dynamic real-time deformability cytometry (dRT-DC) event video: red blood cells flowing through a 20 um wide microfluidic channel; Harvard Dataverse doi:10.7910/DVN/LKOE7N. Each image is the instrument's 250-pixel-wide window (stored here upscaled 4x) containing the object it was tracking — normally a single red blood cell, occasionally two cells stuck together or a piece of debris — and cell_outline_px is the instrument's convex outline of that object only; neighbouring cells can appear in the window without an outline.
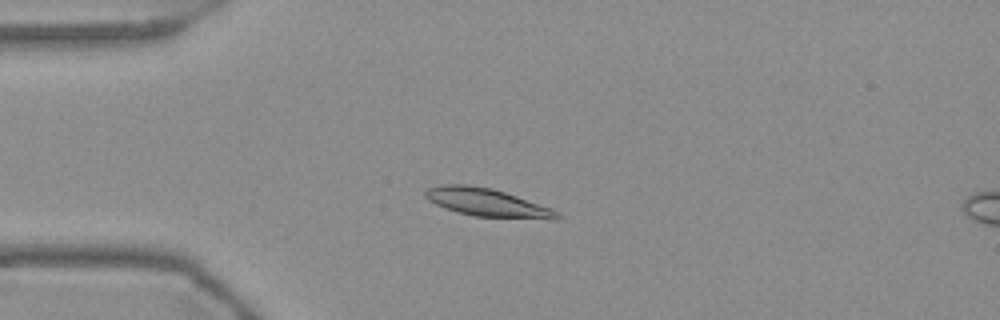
{"species": "Egyptian fruit bat (a non-hibernating species)", "species_latin": "Rousettus aegyptiacus", "temperature_condition": "warm", "stored_images_in_passage": 55, "camera_frame_rate_fps": 3000, "um_per_image_px": 0.085, "frame": {"image": 1, "passage_image": 14, "time_ms": 4.333, "image_size_px": [1000, 320], "cell_outline_px": [[564, 216], [560, 220], [556, 220], [476, 216], [456, 212], [444, 208], [428, 200], [424, 196], [424, 192], [428, 188], [440, 184], [468, 184], [492, 188], [552, 208], [560, 212]], "centroid_in_image_um": [41.45, 17.22], "position_along_channel_um": 43.5, "area_um2": 21.85}}
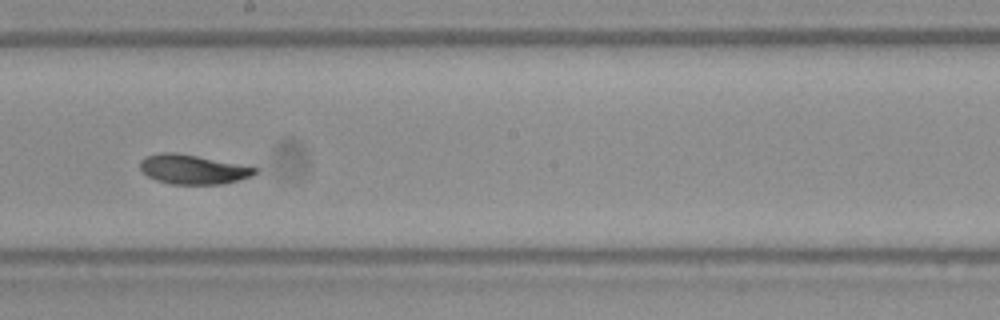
{"frame": {"image": 2, "passage_image": 31, "time_ms": 10.0, "image_size_px": [1000, 320], "cell_outline_px": [[260, 168], [252, 176], [220, 184], [172, 184], [156, 180], [148, 176], [140, 168], [140, 160], [144, 156], [160, 152], [176, 152]], "centroid_in_image_um": [16.37, 14.38], "position_along_channel_um": 231.8, "area_um2": 19.59}}
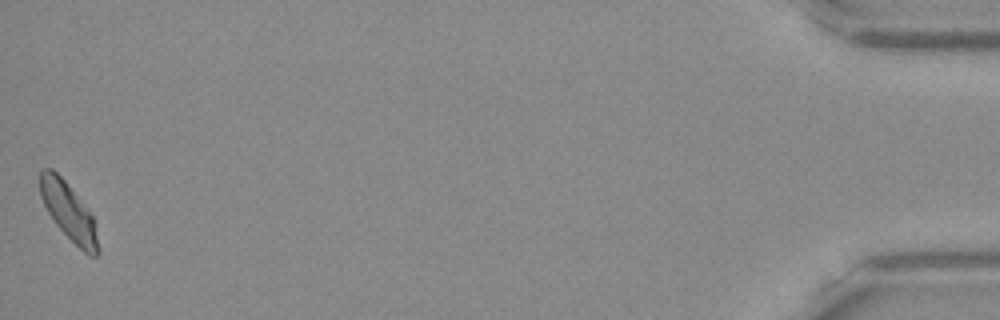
{"frame": {"image": 3, "passage_image": 55, "time_ms": 18.0, "image_size_px": [1000, 320], "cell_outline_px": [[100, 252], [96, 256], [88, 256], [56, 224], [48, 212], [40, 196], [40, 172], [44, 168], [52, 168], [64, 180], [92, 216], [100, 248]], "centroid_in_image_um": [5.83, 18.0], "position_along_channel_um": 429.4, "area_um2": 18.84}, "authors_computed_cell_mechanics": {"area_um2": 20.3456, "velocity_mm_per_s": 3.6789, "shape_relaxation_time_tau1_ms": 2.8976, "shape_relaxation_time_tau2_ms": 1.4985, "deformation_change_tau1": 0.134, "deformation_change_tau2": 0.0479}}